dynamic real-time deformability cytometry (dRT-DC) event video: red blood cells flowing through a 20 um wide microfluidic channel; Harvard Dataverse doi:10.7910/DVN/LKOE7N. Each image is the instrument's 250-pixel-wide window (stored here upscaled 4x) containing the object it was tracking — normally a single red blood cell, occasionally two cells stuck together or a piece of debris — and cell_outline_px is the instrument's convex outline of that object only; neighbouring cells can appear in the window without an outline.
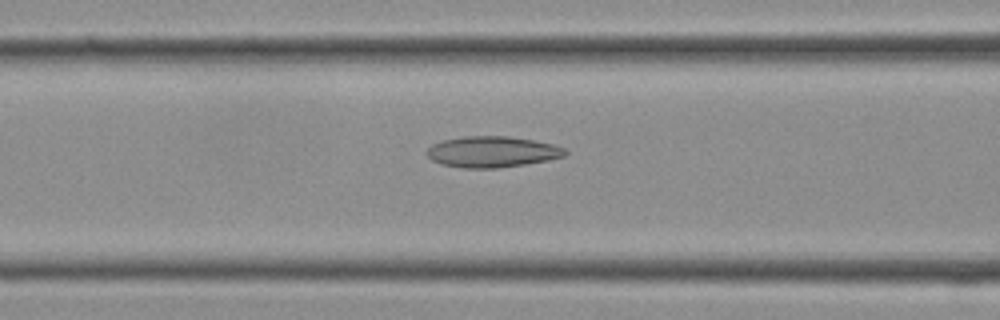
{"species": "Egyptian fruit bat (a non-hibernating species)", "species_latin": "Rousettus aegyptiacus", "temperature_condition": "cold", "stored_images_in_passage": 29, "segment_of_instrument_passage": [1, 2], "camera_frame_rate_fps": 3000, "um_per_image_px": 0.085, "frame": {"image": 1, "passage_image": 10, "time_ms": 3.0, "image_size_px": [1000, 320], "cell_outline_px": [[568, 152], [564, 156], [548, 160], [524, 164], [496, 168], [460, 168], [440, 164], [432, 160], [424, 152], [432, 144], [444, 140], [464, 136], [508, 136], [532, 140], [552, 144], [564, 148]], "centroid_in_image_um": [41.79, 12.91], "position_along_channel_um": 124.8, "area_um2": 24.97}}
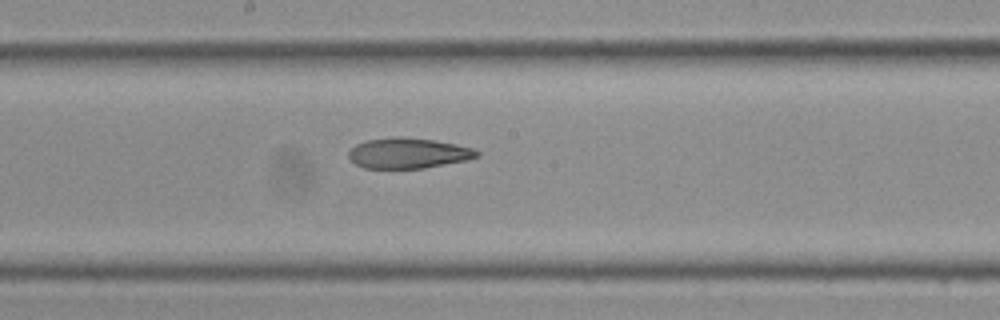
{"frame": {"image": 2, "passage_image": 14, "time_ms": 4.333, "image_size_px": [1000, 320], "cell_outline_px": [[480, 156], [468, 160], [424, 168], [364, 168], [356, 164], [348, 156], [348, 152], [356, 144], [368, 140], [392, 136], [404, 136], [436, 140], [456, 144], [472, 148], [480, 152]], "centroid_in_image_um": [34.72, 13.0], "position_along_channel_um": 213.5, "area_um2": 22.95}}
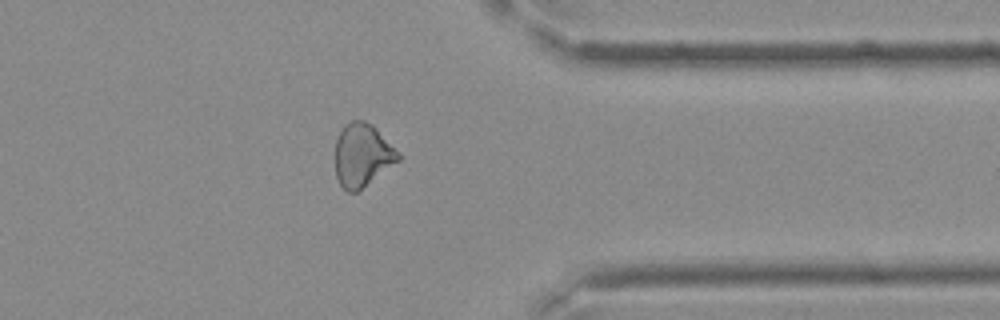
{"frame": {"image": 3, "passage_image": 22, "time_ms": 7.0, "image_size_px": [1000, 320], "cell_outline_px": [[400, 160], [356, 192], [348, 192], [340, 184], [336, 176], [336, 140], [344, 124], [352, 120], [364, 120], [372, 124], [400, 152]], "centroid_in_image_um": [30.81, 13.16], "position_along_channel_um": 380.6, "area_um2": 23.06}}